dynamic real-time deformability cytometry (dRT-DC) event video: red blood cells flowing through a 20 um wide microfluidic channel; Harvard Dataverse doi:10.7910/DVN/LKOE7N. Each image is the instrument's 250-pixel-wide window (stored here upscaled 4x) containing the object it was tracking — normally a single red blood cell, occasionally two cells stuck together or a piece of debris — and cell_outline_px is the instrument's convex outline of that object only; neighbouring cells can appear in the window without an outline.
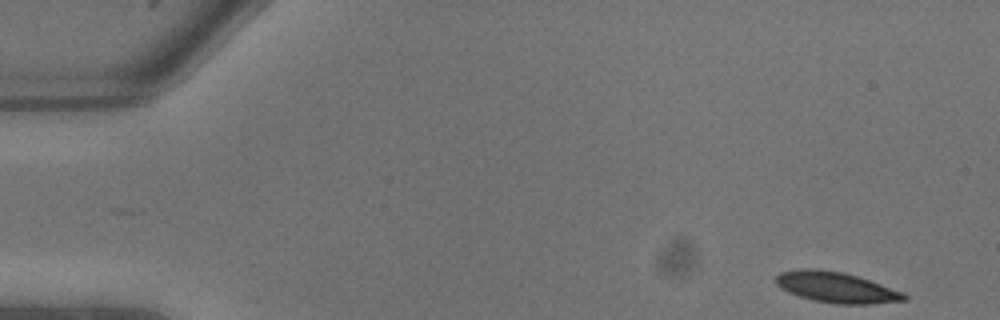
{"species": "common noctule bat (a hibernating species)", "species_latin": "Nyctalus noctula", "temperature_condition": "warm", "stored_images_in_passage": 3, "camera_frame_rate_fps": 3000, "um_per_image_px": 0.085, "animal": {"sex": "male", "body_mass_g": 13.3}, "frame": {"image": 1, "passage_image": 1, "time_ms": 0.0, "image_size_px": [1000, 320], "cell_outline_px": [[908, 300], [868, 304], [836, 304], [812, 300], [788, 292], [780, 288], [776, 284], [776, 276], [780, 272], [800, 268], [816, 268], [844, 272], [904, 292], [908, 296]], "centroid_in_image_um": [71.06, 24.42], "position_along_channel_um": 13.9, "area_um2": 23.0}}